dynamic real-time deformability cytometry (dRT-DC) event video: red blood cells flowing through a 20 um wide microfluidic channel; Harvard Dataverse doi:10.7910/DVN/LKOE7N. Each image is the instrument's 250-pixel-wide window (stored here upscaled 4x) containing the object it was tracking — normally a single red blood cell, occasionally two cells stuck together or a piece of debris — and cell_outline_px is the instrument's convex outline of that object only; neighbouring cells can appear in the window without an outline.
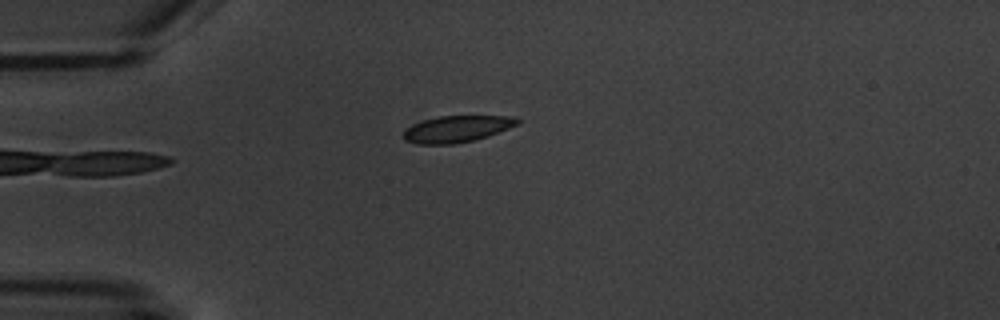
{"species": "common noctule bat (a hibernating species)", "species_latin": "Nyctalus noctula", "temperature_condition": "warm", "stored_images_in_passage": 7, "camera_frame_rate_fps": 3000, "um_per_image_px": 0.085, "animal": {"sex": "male", "body_mass_g": 20.1, "forearm_length_mm": 53.5}, "frame": {"image": 1, "passage_image": 2, "time_ms": 2.0, "image_size_px": [1000, 320], "cell_outline_px": [[520, 124], [488, 136], [472, 140], [452, 144], [416, 144], [404, 140], [404, 132], [412, 124], [424, 120], [440, 116], [516, 116], [520, 120]], "centroid_in_image_um": [38.87, 10.95], "position_along_channel_um": 46.1, "area_um2": 17.57}}